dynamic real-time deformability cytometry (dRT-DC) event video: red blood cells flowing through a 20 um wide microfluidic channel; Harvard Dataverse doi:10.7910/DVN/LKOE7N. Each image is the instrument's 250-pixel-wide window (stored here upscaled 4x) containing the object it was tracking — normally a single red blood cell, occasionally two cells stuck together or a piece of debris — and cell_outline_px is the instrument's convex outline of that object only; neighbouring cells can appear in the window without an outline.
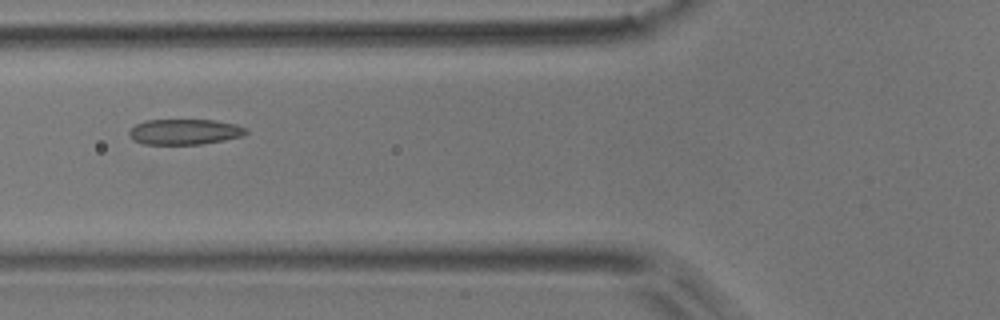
{"species": "common noctule bat (a hibernating species)", "species_latin": "Nyctalus noctula", "temperature_condition": "room temperature", "stored_images_in_passage": 7, "camera_frame_rate_fps": 3000, "um_per_image_px": 0.085, "animal": {"sex": "male", "body_mass_g": 17.9}, "frame": {"image": 1, "passage_image": 4, "time_ms": 1.0, "image_size_px": [1000, 320], "cell_outline_px": [[248, 132], [244, 136], [204, 144], [144, 144], [136, 140], [128, 132], [136, 124], [144, 120], [216, 120], [236, 124], [248, 128]], "centroid_in_image_um": [15.77, 11.2], "position_along_channel_um": 110.0, "area_um2": 17.4}}
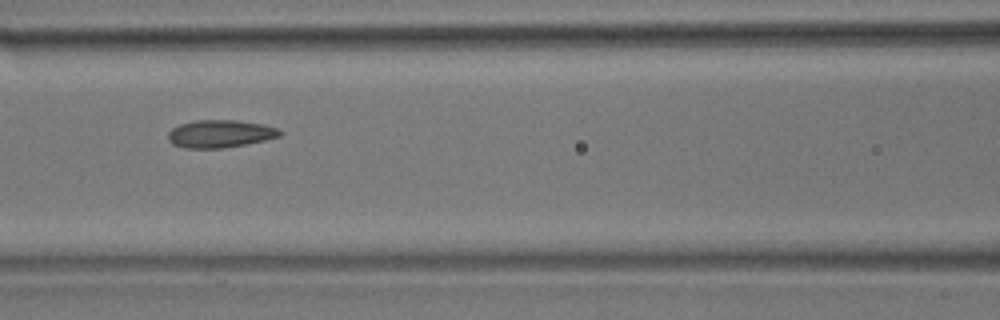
{"frame": {"image": 2, "passage_image": 5, "time_ms": 1.333, "image_size_px": [1000, 320], "cell_outline_px": [[284, 132], [280, 136], [264, 140], [224, 148], [184, 148], [172, 144], [168, 140], [168, 132], [172, 128], [180, 124], [196, 120], [236, 120], [264, 124], [276, 128]], "centroid_in_image_um": [18.69, 11.37], "position_along_channel_um": 147.9, "area_um2": 18.03}}
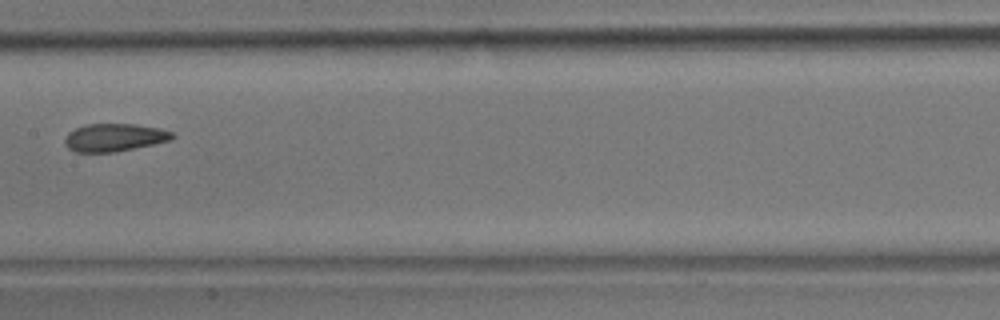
{"frame": {"image": 3, "passage_image": 6, "time_ms": 1.667, "image_size_px": [1000, 320], "cell_outline_px": [[176, 136], [172, 140], [116, 152], [76, 152], [68, 148], [64, 144], [64, 140], [68, 132], [76, 128], [88, 124], [136, 124], [160, 128], [172, 132]], "centroid_in_image_um": [9.73, 11.69], "position_along_channel_um": 197.7, "area_um2": 17.51}}